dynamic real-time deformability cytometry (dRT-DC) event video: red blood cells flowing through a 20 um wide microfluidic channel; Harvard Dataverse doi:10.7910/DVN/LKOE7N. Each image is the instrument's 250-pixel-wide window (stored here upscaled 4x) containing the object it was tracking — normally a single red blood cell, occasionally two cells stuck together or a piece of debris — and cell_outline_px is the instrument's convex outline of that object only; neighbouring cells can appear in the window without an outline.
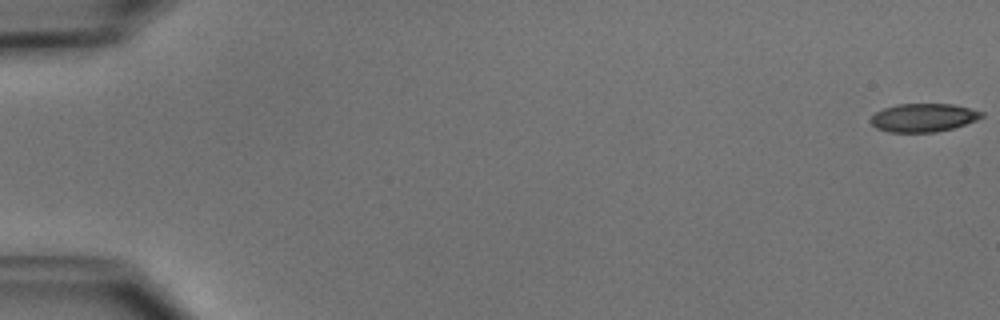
{"species": "common noctule bat (a hibernating species)", "species_latin": "Nyctalus noctula", "temperature_condition": "cold", "stored_images_in_passage": 52, "camera_frame_rate_fps": 3000, "um_per_image_px": 0.085, "animal": {"sex": "male", "body_mass_g": 15.6}, "frame": {"image": 1, "passage_image": 1, "time_ms": 0.0, "image_size_px": [1000, 320], "cell_outline_px": [[984, 116], [976, 120], [952, 128], [936, 132], [888, 132], [876, 128], [868, 120], [876, 112], [884, 108], [896, 104], [952, 104], [984, 112]], "centroid_in_image_um": [78.46, 10.0], "position_along_channel_um": 6.5, "area_um2": 18.26}}
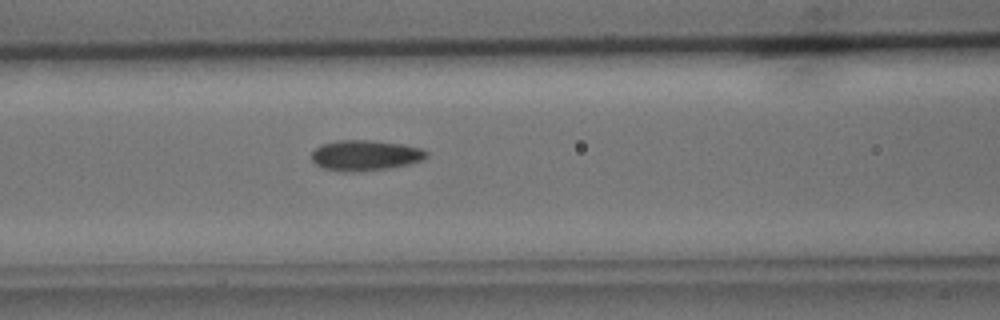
{"frame": {"image": 2, "passage_image": 23, "time_ms": 7.333, "image_size_px": [1000, 320], "cell_outline_px": [[428, 156], [424, 160], [408, 164], [388, 168], [352, 172], [344, 172], [324, 168], [316, 164], [312, 160], [312, 152], [320, 144], [336, 140], [368, 140], [404, 144], [420, 148], [428, 152]], "centroid_in_image_um": [31.05, 13.2], "position_along_channel_um": 135.6, "area_um2": 20.46}}
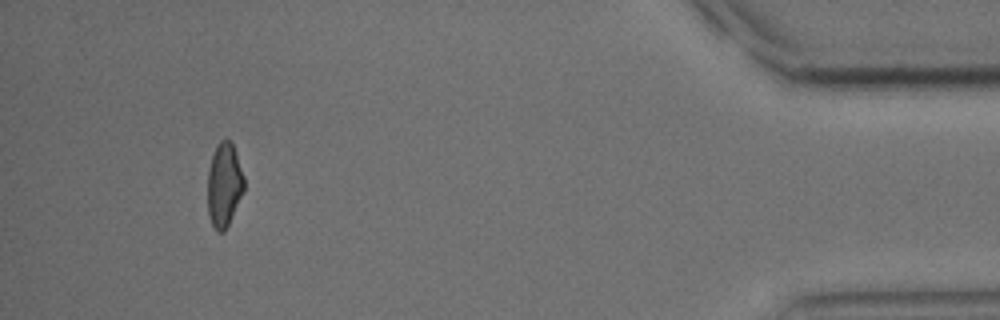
{"frame": {"image": 3, "passage_image": 49, "time_ms": 16.0, "image_size_px": [1000, 320], "cell_outline_px": [[244, 192], [224, 232], [216, 232], [208, 216], [208, 172], [212, 156], [216, 144], [220, 140], [232, 140], [244, 176]], "centroid_in_image_um": [19.06, 15.7], "position_along_channel_um": 416.1, "area_um2": 17.98}, "authors_computed_cell_mechanics": {"area_um2": 19.074, "velocity_mm_per_s": 3.9299, "shape_relaxation_time_tau1_ms": 3.7988, "shape_relaxation_time_tau2_ms": 3.7673, "deformation_change_tau1": 0.1052, "deformation_change_tau2": 0.0868}}